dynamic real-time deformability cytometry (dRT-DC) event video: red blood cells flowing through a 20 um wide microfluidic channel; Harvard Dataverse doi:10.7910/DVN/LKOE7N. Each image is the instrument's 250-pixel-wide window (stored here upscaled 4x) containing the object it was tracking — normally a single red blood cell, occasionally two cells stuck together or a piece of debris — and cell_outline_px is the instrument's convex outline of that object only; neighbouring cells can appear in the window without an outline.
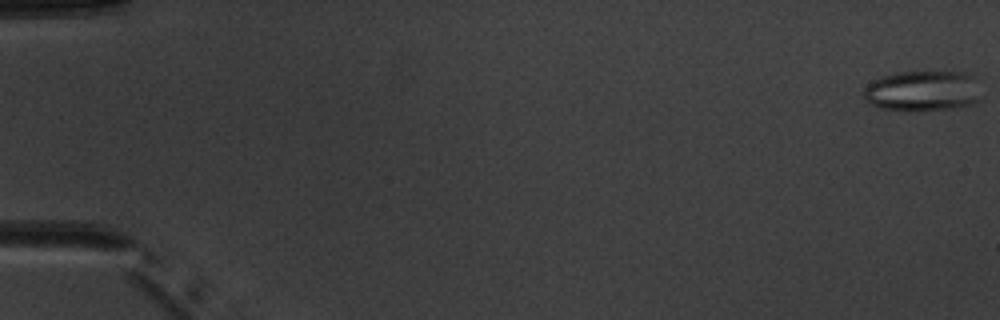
{"species": "common noctule bat (a hibernating species)", "species_latin": "Nyctalus noctula", "temperature_condition": "warm", "stored_images_in_passage": 5, "camera_frame_rate_fps": 3000, "um_per_image_px": 0.085, "animal": {"sex": "male", "body_mass_g": 20.1, "forearm_length_mm": 53.5}, "frame": {"image": 1, "passage_image": 1, "time_ms": 0.0, "image_size_px": [1000, 320], "cell_outline_px": [[980, 100], [972, 104], [952, 108], [880, 108], [864, 100], [864, 88], [872, 80], [896, 72], [964, 72], [972, 76]], "centroid_in_image_um": [78.38, 7.69], "position_along_channel_um": 6.6, "area_um2": 26.65}}